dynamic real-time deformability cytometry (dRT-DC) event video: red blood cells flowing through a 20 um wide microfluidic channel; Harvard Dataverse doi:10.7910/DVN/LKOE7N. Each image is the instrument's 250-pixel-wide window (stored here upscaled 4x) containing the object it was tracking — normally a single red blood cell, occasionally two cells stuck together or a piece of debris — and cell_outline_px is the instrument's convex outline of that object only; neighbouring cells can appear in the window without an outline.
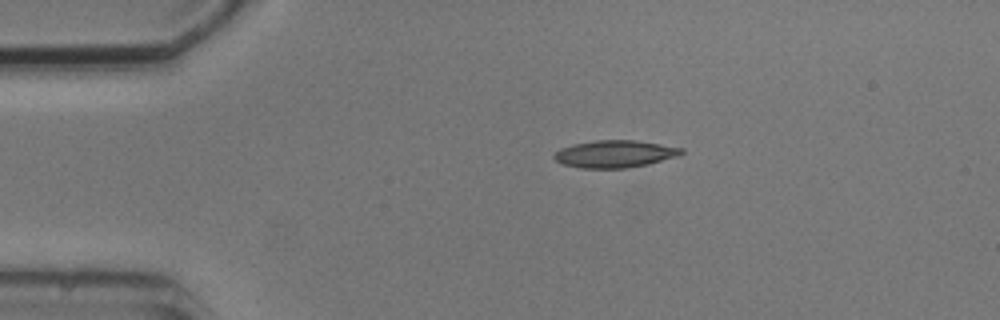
{"species": "common noctule bat (a hibernating species)", "species_latin": "Nyctalus noctula", "temperature_condition": "cold", "stored_images_in_passage": 6, "camera_frame_rate_fps": 3000, "um_per_image_px": 0.085, "animal": {"sex": "male", "body_mass_g": 20.5, "forearm_length_mm": 52.5}, "frame": {"image": 1, "passage_image": 2, "time_ms": 1.333, "image_size_px": [1000, 320], "cell_outline_px": [[684, 152], [680, 156], [648, 164], [624, 168], [580, 168], [564, 164], [556, 160], [552, 156], [560, 148], [572, 144], [596, 140], [636, 140], [684, 148]], "centroid_in_image_um": [52.28, 13.08], "position_along_channel_um": 32.7, "area_um2": 20.29}}
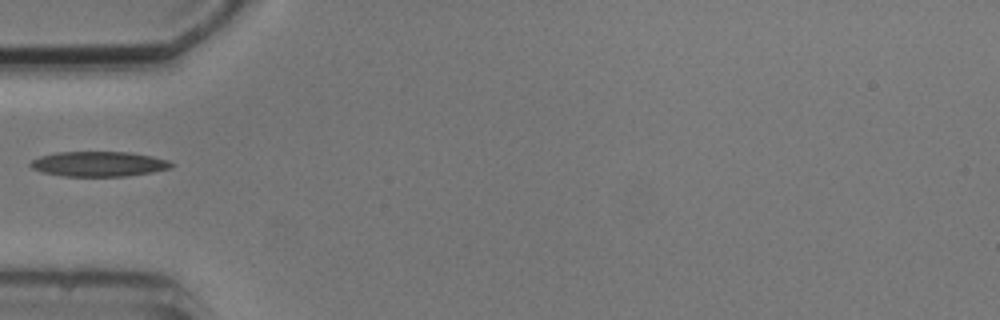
{"frame": {"image": 2, "passage_image": 4, "time_ms": 3.667, "image_size_px": [1000, 320], "cell_outline_px": [[176, 164], [172, 168], [152, 172], [124, 176], [64, 176], [44, 172], [32, 168], [28, 164], [32, 160], [40, 156], [56, 152], [128, 152], [152, 156], [168, 160]], "centroid_in_image_um": [8.42, 13.93], "position_along_channel_um": 76.6, "area_um2": 20.52}}
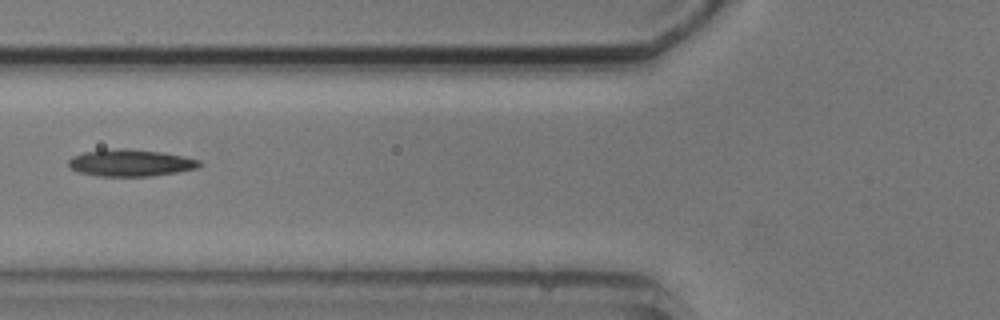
{"frame": {"image": 3, "passage_image": 5, "time_ms": 4.667, "image_size_px": [1000, 320], "cell_outline_px": [[204, 164], [196, 168], [176, 172], [152, 176], [96, 176], [76, 172], [68, 164], [68, 160], [72, 156], [84, 152], [120, 148], [124, 148], [160, 152], [184, 156], [200, 160]], "centroid_in_image_um": [11.09, 13.85], "position_along_channel_um": 114.7, "area_um2": 20.52}}